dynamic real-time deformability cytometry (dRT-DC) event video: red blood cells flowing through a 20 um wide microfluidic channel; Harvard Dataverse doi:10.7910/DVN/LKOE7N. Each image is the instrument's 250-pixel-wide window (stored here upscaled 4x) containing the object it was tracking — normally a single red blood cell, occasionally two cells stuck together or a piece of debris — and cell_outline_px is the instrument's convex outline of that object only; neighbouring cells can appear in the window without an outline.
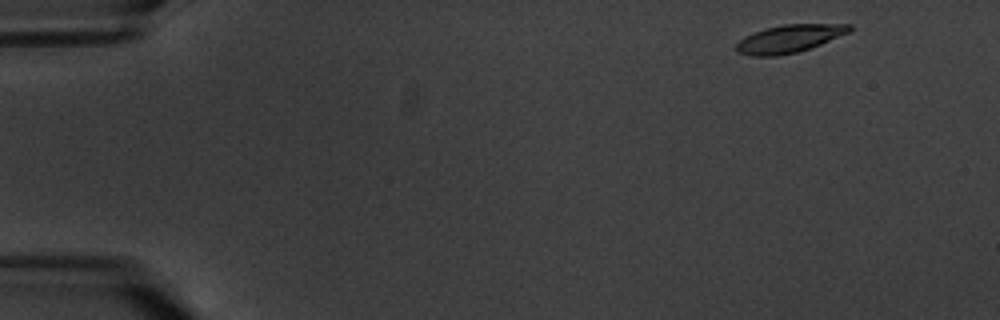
{"species": "common noctule bat (a hibernating species)", "species_latin": "Nyctalus noctula", "temperature_condition": "warm", "stored_images_in_passage": 4, "camera_frame_rate_fps": 3000, "um_per_image_px": 0.085, "animal": {"sex": "male", "body_mass_g": 20.1, "forearm_length_mm": 53.5}, "frame": {"image": 1, "passage_image": 1, "time_ms": 0.0, "image_size_px": [1000, 320], "cell_outline_px": [[852, 32], [820, 44], [796, 52], [776, 56], [752, 56], [736, 52], [736, 44], [744, 36], [764, 28], [784, 24], [852, 24]], "centroid_in_image_um": [67.09, 3.28], "position_along_channel_um": 17.9, "area_um2": 18.38}}